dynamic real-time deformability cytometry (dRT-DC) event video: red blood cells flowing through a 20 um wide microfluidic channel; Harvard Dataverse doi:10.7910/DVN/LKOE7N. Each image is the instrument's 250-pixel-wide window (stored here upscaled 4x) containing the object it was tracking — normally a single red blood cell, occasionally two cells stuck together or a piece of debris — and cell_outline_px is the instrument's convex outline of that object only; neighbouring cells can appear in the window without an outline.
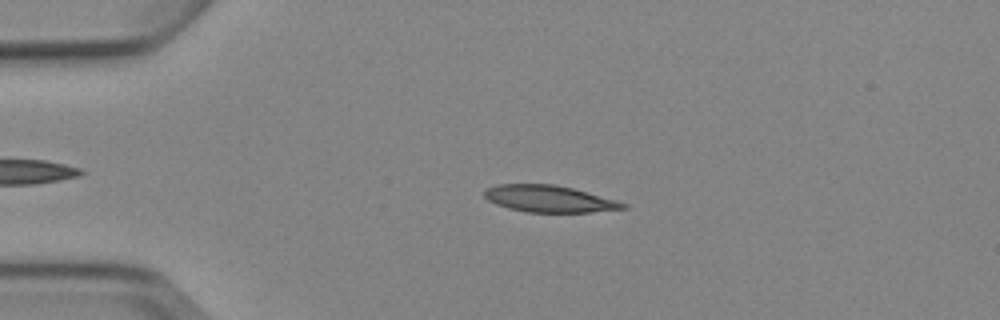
{"species": "Egyptian fruit bat (a non-hibernating species)", "species_latin": "Rousettus aegyptiacus", "temperature_condition": "cold", "stored_images_in_passage": 4, "camera_frame_rate_fps": 3000, "um_per_image_px": 0.085, "animal": {"sex": "female"}, "frame": {"image": 1, "passage_image": 3, "time_ms": 2.333, "image_size_px": [1000, 320], "cell_outline_px": [[628, 208], [588, 212], [528, 212], [508, 208], [496, 204], [488, 200], [484, 196], [484, 192], [488, 188], [500, 184], [556, 184], [572, 188], [616, 200], [628, 204]], "centroid_in_image_um": [46.68, 16.9], "position_along_channel_um": 38.3, "area_um2": 21.44}}